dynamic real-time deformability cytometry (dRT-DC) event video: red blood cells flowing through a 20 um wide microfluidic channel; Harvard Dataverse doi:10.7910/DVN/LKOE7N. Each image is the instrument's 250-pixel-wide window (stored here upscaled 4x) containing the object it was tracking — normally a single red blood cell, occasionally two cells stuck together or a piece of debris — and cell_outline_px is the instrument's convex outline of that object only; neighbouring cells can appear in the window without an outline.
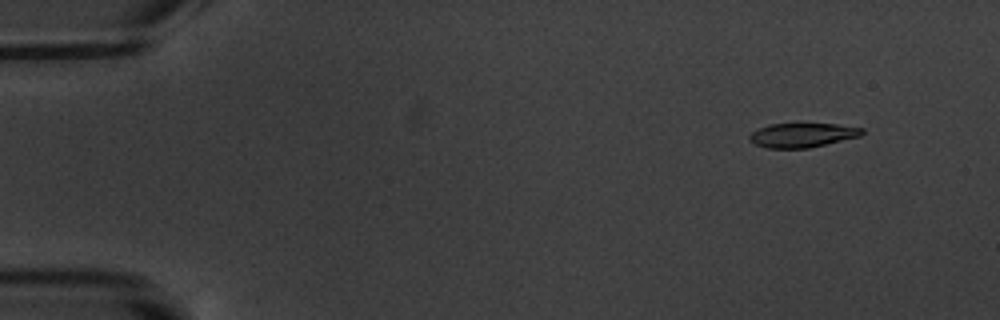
{"species": "common noctule bat (a hibernating species)", "species_latin": "Nyctalus noctula", "temperature_condition": "warm", "stored_images_in_passage": 5, "camera_frame_rate_fps": 3000, "um_per_image_px": 0.085, "animal": {"sex": "male", "body_mass_g": 20.1, "forearm_length_mm": 53.5}, "frame": {"image": 1, "passage_image": 5, "time_ms": 5.667, "image_size_px": [1000, 320], "cell_outline_px": [[864, 132], [860, 136], [808, 148], [768, 148], [756, 144], [748, 140], [748, 136], [752, 132], [768, 124], [836, 124], [864, 128]], "centroid_in_image_um": [68.19, 11.48], "position_along_channel_um": 16.8, "area_um2": 15.78}}